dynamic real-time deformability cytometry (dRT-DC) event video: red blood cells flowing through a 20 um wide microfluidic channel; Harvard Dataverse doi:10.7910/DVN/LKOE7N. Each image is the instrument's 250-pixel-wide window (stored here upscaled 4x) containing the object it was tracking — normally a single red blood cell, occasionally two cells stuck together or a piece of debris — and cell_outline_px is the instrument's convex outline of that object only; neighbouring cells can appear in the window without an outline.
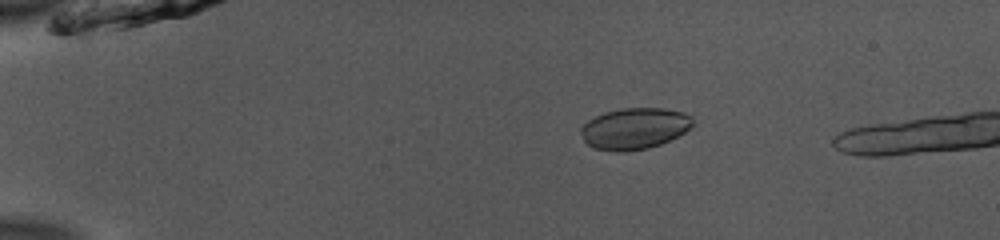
{"species": "common noctule bat (a hibernating species)", "species_latin": "Nyctalus noctula", "temperature_condition": "room temperature", "stored_images_in_passage": 18, "camera_frame_rate_fps": 3000, "um_per_image_px": 0.085, "animal": {"sex": "male", "body_mass_g": 13.0, "forearm_length_mm": 53.1}, "frame": {"image": 1, "passage_image": 11, "time_ms": 3.333, "image_size_px": [1000, 240], "cell_outline_px": [[692, 128], [660, 144], [648, 148], [620, 152], [616, 152], [596, 148], [588, 144], [584, 140], [580, 132], [580, 128], [588, 120], [604, 112], [624, 108], [664, 108], [684, 112], [692, 116]], "centroid_in_image_um": [53.93, 10.91], "position_along_channel_um": 31.1, "area_um2": 26.82}}